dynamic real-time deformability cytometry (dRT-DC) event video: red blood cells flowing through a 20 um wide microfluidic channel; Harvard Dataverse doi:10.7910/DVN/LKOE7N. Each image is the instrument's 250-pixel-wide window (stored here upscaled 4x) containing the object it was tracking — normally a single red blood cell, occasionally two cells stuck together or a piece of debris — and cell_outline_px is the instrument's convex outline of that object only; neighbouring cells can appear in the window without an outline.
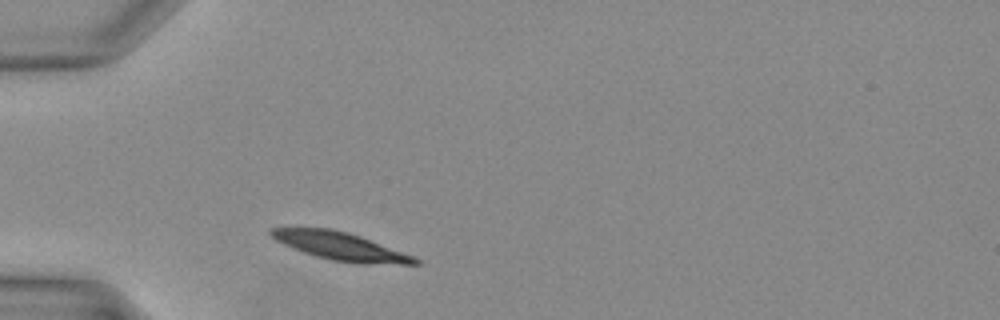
{"species": "Egyptian fruit bat (a non-hibernating species)", "species_latin": "Rousettus aegyptiacus", "temperature_condition": "warm", "stored_images_in_passage": 23, "camera_frame_rate_fps": 3000, "um_per_image_px": 0.085, "animal": {"sex": "female"}, "frame": {"image": 1, "passage_image": 1, "time_ms": 0.0, "image_size_px": [1000, 320], "cell_outline_px": [[420, 264], [364, 264], [332, 260], [316, 256], [304, 252], [284, 244], [276, 240], [268, 232], [268, 228], [328, 228], [348, 232], [360, 236], [416, 256], [420, 260]], "centroid_in_image_um": [29.0, 20.93], "position_along_channel_um": 56.0, "area_um2": 23.35}}
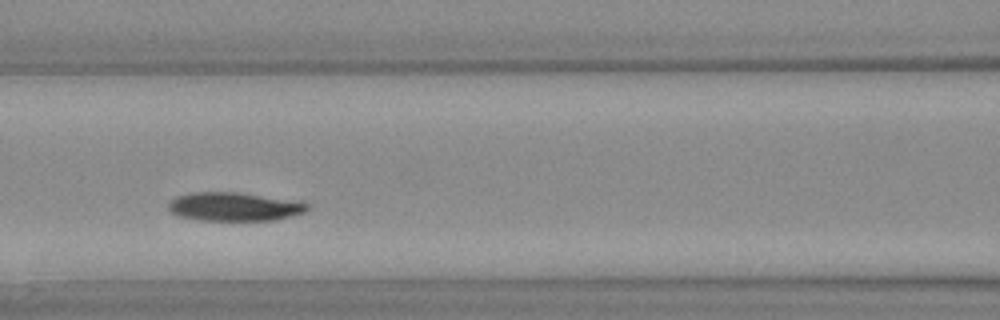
{"frame": {"image": 2, "passage_image": 7, "time_ms": 2.0, "image_size_px": [1000, 320], "cell_outline_px": [[312, 208], [304, 212], [276, 220], [200, 220], [180, 216], [172, 212], [168, 208], [168, 204], [176, 196], [192, 192], [236, 192], [304, 200]], "centroid_in_image_um": [20.01, 17.55], "position_along_channel_um": 146.6, "area_um2": 23.47}}
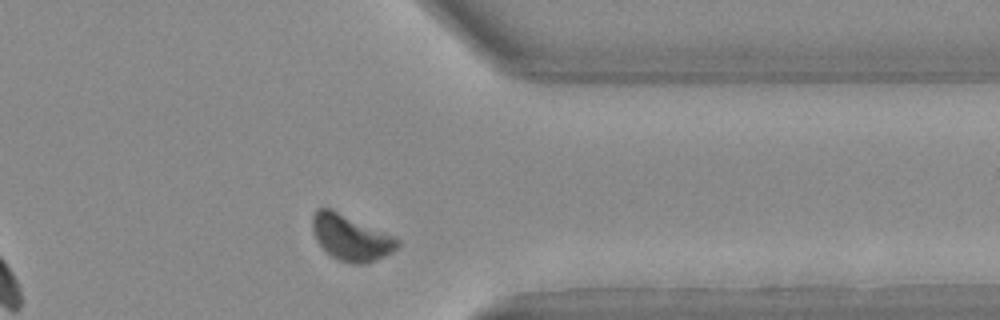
{"frame": {"image": 3, "passage_image": 21, "time_ms": 6.667, "image_size_px": [1000, 320], "cell_outline_px": [[400, 244], [392, 252], [384, 256], [364, 264], [352, 264], [336, 260], [316, 240], [312, 232], [312, 216], [316, 208], [328, 208], [392, 236], [400, 240]], "centroid_in_image_um": [29.78, 20.22], "position_along_channel_um": 381.6, "area_um2": 22.14}}